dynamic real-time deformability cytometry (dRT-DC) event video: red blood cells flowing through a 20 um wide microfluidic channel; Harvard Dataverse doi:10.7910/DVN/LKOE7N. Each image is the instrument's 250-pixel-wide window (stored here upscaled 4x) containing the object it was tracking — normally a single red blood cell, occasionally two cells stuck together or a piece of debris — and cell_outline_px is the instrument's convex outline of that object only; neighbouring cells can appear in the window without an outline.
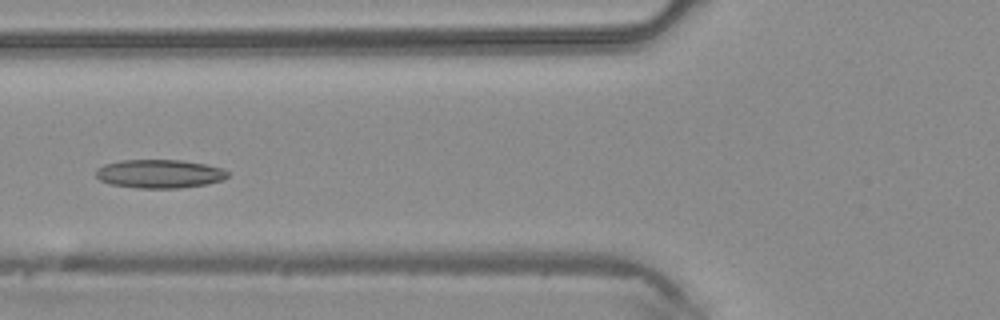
{"species": "common noctule bat (a hibernating species)", "species_latin": "Nyctalus noctula", "temperature_condition": "warm", "stored_images_in_passage": 45, "camera_frame_rate_fps": 3000, "um_per_image_px": 0.085, "animal": {"sex": "male", "body_mass_g": 20.4}, "frame": {"image": 1, "passage_image": 17, "time_ms": 5.333, "image_size_px": [1000, 320], "cell_outline_px": [[228, 176], [220, 180], [204, 184], [176, 188], [136, 188], [108, 184], [100, 180], [96, 176], [96, 172], [104, 164], [124, 160], [180, 160], [204, 164], [220, 168], [228, 172]], "centroid_in_image_um": [13.51, 14.77], "position_along_channel_um": 112.3, "area_um2": 21.62}}
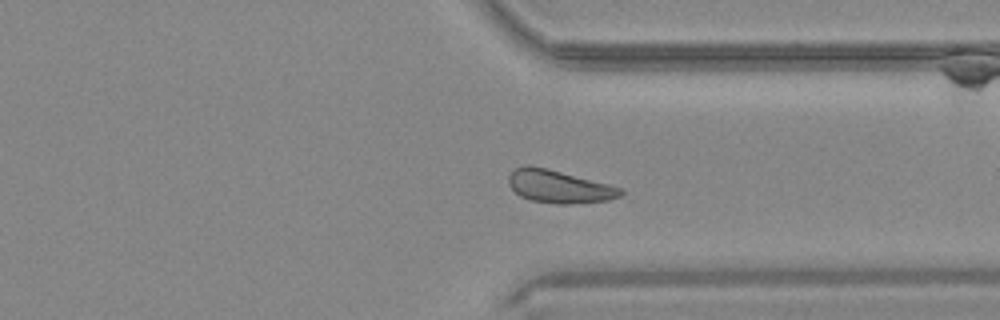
{"frame": {"image": 2, "passage_image": 34, "time_ms": 11.0, "image_size_px": [1000, 320], "cell_outline_px": [[624, 192], [620, 196], [608, 200], [568, 204], [556, 204], [528, 200], [520, 196], [508, 184], [508, 176], [516, 168], [528, 164], [548, 168], [624, 188]], "centroid_in_image_um": [47.52, 15.85], "position_along_channel_um": 363.9, "area_um2": 21.56}}
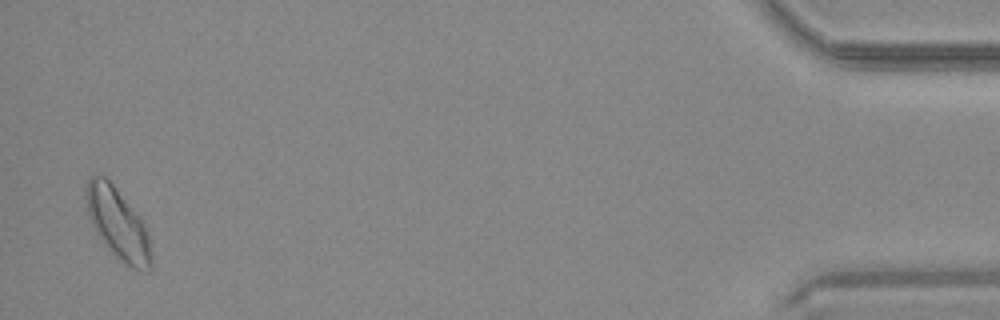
{"frame": {"image": 3, "passage_image": 44, "time_ms": 14.333, "image_size_px": [1000, 320], "cell_outline_px": [[152, 272], [148, 272], [128, 268], [116, 256], [96, 232], [88, 216], [84, 196], [84, 188], [88, 180], [96, 172], [104, 176], [112, 184], [132, 208], [144, 224], [148, 236], [152, 260]], "centroid_in_image_um": [10.0, 19.03], "position_along_channel_um": 425.2, "area_um2": 26.93}}